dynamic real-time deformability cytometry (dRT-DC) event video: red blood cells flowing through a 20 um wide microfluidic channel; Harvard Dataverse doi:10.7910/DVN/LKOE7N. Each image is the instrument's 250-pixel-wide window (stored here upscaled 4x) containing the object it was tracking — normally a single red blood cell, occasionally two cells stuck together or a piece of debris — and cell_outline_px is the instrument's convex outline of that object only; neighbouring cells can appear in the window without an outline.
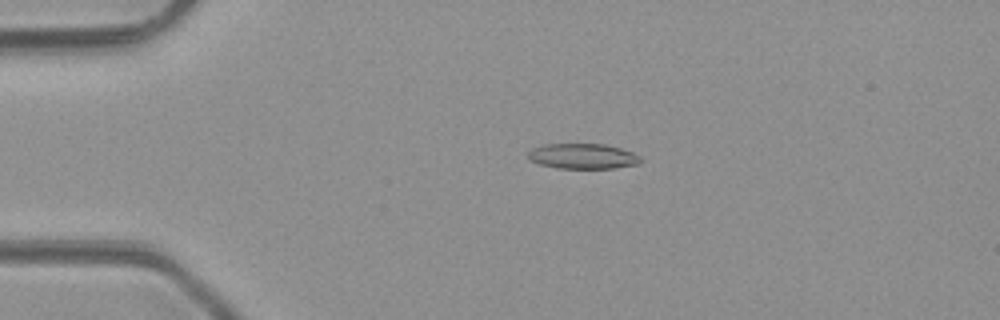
{"species": "common noctule bat (a hibernating species)", "species_latin": "Nyctalus noctula", "temperature_condition": "room temperature", "stored_images_in_passage": 5, "camera_frame_rate_fps": 3000, "um_per_image_px": 0.085, "animal": {"sex": "male", "body_mass_g": 23.1, "forearm_length_mm": 52.7}, "frame": {"image": 1, "passage_image": 4, "time_ms": 3.333, "image_size_px": [1000, 320], "cell_outline_px": [[644, 160], [640, 164], [616, 168], [556, 168], [540, 164], [532, 160], [528, 156], [528, 152], [532, 148], [544, 144], [604, 144], [620, 148], [632, 152], [640, 156]], "centroid_in_image_um": [49.59, 13.28], "position_along_channel_um": 35.4, "area_um2": 16.65}}
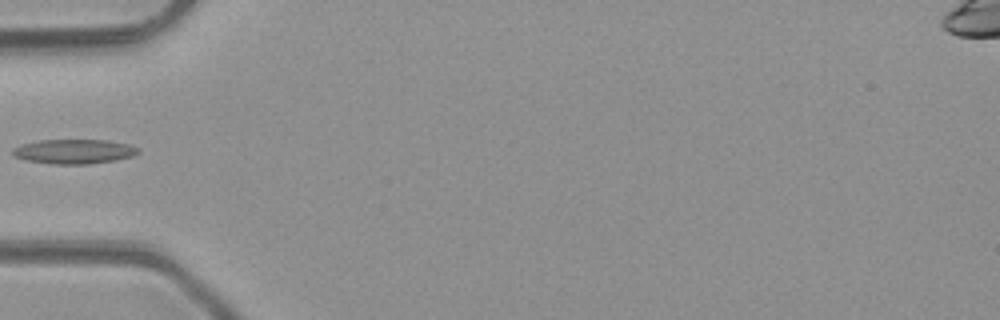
{"frame": {"image": 2, "passage_image": 5, "time_ms": 5.333, "image_size_px": [1000, 320], "cell_outline_px": [[140, 152], [132, 156], [116, 160], [88, 164], [52, 164], [24, 160], [12, 156], [12, 148], [20, 144], [40, 140], [108, 140], [128, 144], [140, 148]], "centroid_in_image_um": [6.26, 12.88], "position_along_channel_um": 78.7, "area_um2": 18.15}}